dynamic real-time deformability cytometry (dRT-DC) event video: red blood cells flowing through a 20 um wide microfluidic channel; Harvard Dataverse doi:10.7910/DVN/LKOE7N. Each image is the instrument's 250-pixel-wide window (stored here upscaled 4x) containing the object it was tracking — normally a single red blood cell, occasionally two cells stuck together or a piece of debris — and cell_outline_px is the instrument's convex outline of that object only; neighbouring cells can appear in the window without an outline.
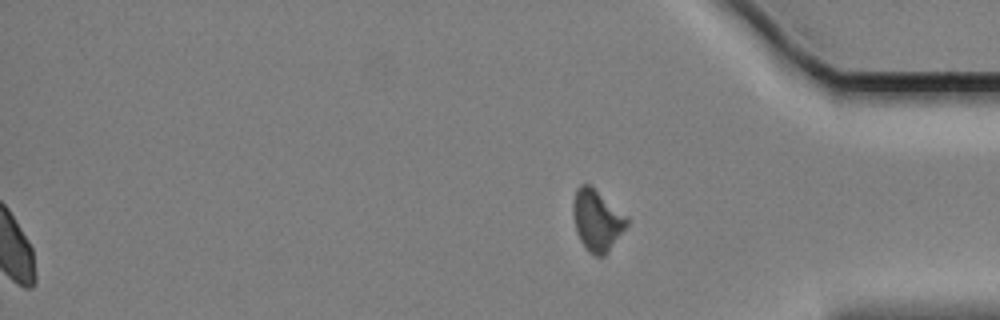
{"species": "Egyptian fruit bat (a non-hibernating species)", "species_latin": "Rousettus aegyptiacus", "temperature_condition": "cold", "stored_images_in_passage": 58, "segment_of_instrument_passage": [2, 2], "camera_frame_rate_fps": 3000, "um_per_image_px": 0.085, "animal": {"sex": "female"}, "frame": {"image": 1, "passage_image": 58, "time_ms": 19.0, "image_size_px": [1000, 320], "cell_outline_px": [[628, 224], [608, 252], [604, 256], [596, 256], [588, 252], [584, 248], [576, 232], [572, 212], [572, 204], [576, 188], [580, 184], [588, 184], [628, 216]], "centroid_in_image_um": [50.72, 18.74], "position_along_channel_um": 384.5, "area_um2": 19.25}}